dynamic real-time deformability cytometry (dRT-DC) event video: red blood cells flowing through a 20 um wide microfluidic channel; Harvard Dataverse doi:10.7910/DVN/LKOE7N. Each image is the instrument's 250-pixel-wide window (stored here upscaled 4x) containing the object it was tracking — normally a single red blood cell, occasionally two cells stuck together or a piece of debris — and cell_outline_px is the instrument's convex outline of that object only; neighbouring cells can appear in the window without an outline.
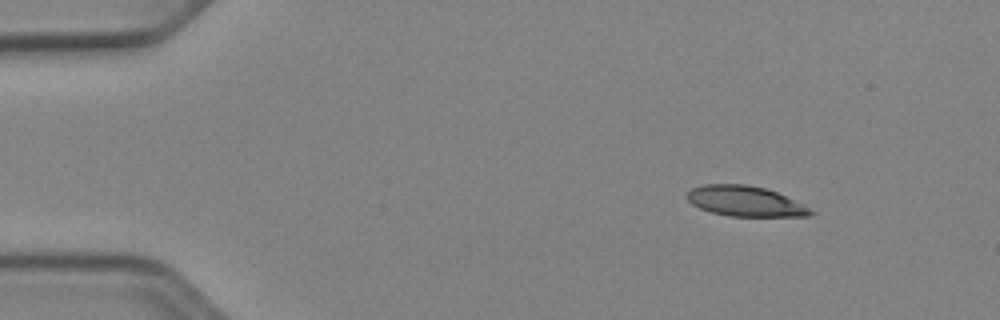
{"species": "Egyptian fruit bat (a non-hibernating species)", "species_latin": "Rousettus aegyptiacus", "temperature_condition": "cold", "stored_images_in_passage": 46, "camera_frame_rate_fps": 3000, "um_per_image_px": 0.085, "animal": {"sex": "female"}, "frame": {"image": 1, "passage_image": 1, "time_ms": 0.0, "image_size_px": [1000, 320], "cell_outline_px": [[816, 212], [808, 216], [728, 216], [712, 212], [700, 208], [692, 204], [688, 200], [688, 192], [692, 188], [704, 184], [744, 184], [764, 188], [776, 192], [804, 204]], "centroid_in_image_um": [63.36, 17.1], "position_along_channel_um": 21.6, "area_um2": 21.68}}
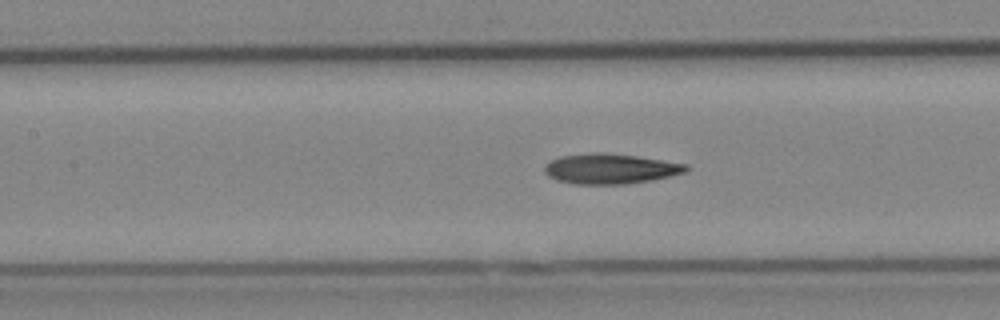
{"frame": {"image": 2, "passage_image": 18, "time_ms": 5.667, "image_size_px": [1000, 320], "cell_outline_px": [[692, 168], [688, 172], [652, 180], [628, 184], [576, 184], [556, 180], [548, 176], [544, 172], [544, 164], [560, 156], [592, 152], [600, 152], [636, 156], [664, 160], [688, 164]], "centroid_in_image_um": [51.91, 14.34], "position_along_channel_um": 155.5, "area_um2": 25.2}}
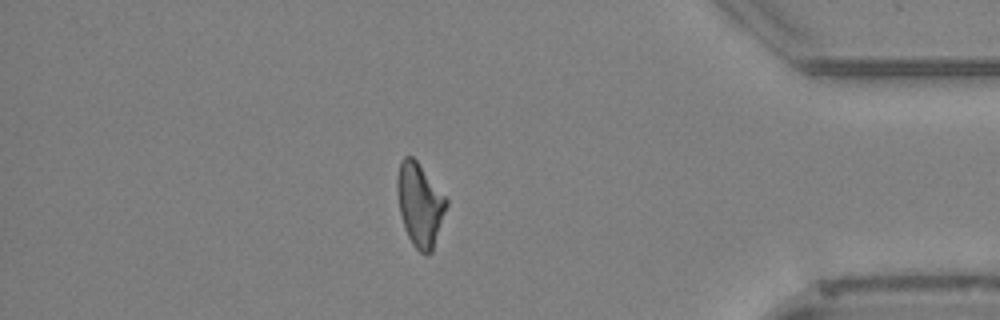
{"frame": {"image": 3, "passage_image": 39, "time_ms": 12.667, "image_size_px": [1000, 320], "cell_outline_px": [[448, 204], [432, 252], [428, 256], [420, 252], [412, 244], [404, 228], [400, 212], [396, 188], [396, 180], [400, 160], [404, 156], [412, 156], [416, 160], [448, 200]], "centroid_in_image_um": [35.67, 17.4], "position_along_channel_um": 399.5, "area_um2": 23.81}, "authors_computed_cell_mechanics": {"area_um2": 23.9581, "velocity_mm_per_s": 3.9574, "shape_relaxation_time_tau1_ms": 10.5028, "shape_relaxation_time_tau2_ms": 6.6079, "deformation_change_tau1": 0.2312, "deformation_change_tau2": 0.177}}